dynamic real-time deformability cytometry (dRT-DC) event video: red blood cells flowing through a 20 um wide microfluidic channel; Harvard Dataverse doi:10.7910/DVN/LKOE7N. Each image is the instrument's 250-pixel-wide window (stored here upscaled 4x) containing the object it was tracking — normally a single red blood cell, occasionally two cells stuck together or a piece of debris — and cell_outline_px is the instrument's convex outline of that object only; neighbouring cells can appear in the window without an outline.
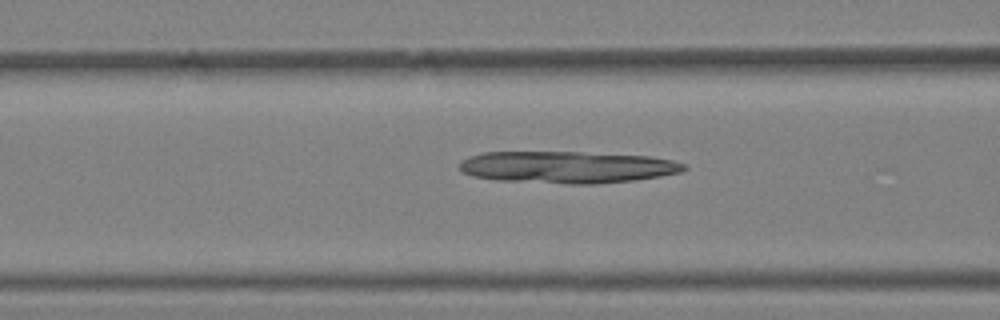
{"species": "Egyptian fruit bat (a non-hibernating species)", "species_latin": "Rousettus aegyptiacus", "temperature_condition": "warm", "stored_images_in_passage": 73, "camera_frame_rate_fps": 3000, "um_per_image_px": 0.085, "animal": {"sex": "female"}, "frame": {"image": 1, "passage_image": 30, "time_ms": 9.667, "image_size_px": [1000, 320], "cell_outline_px": [[688, 168], [680, 172], [660, 176], [636, 180], [596, 184], [568, 184], [496, 180], [472, 176], [460, 172], [460, 160], [468, 156], [484, 152], [580, 152], [648, 156], [672, 160], [684, 164]], "centroid_in_image_um": [48.17, 14.21], "position_along_channel_um": 118.4, "area_um2": 42.02}}
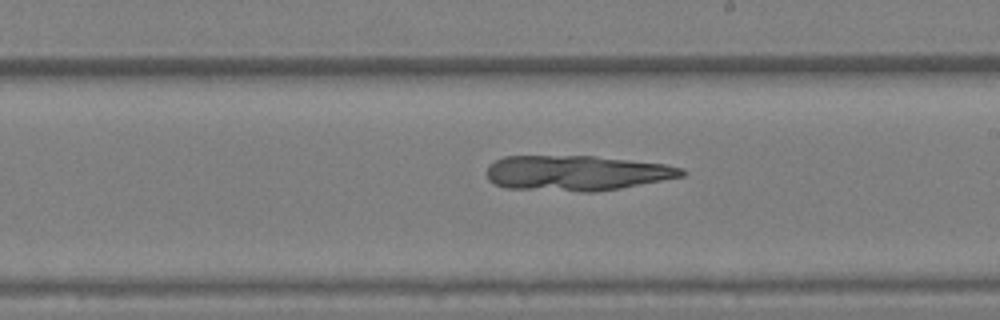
{"frame": {"image": 2, "passage_image": 43, "time_ms": 14.0, "image_size_px": [1000, 320], "cell_outline_px": [[688, 172], [684, 176], [620, 188], [592, 192], [580, 192], [504, 188], [492, 184], [488, 180], [488, 168], [496, 160], [504, 156], [596, 156], [664, 164], [684, 168]], "centroid_in_image_um": [49.01, 14.71], "position_along_channel_um": 240.0, "area_um2": 40.17}}
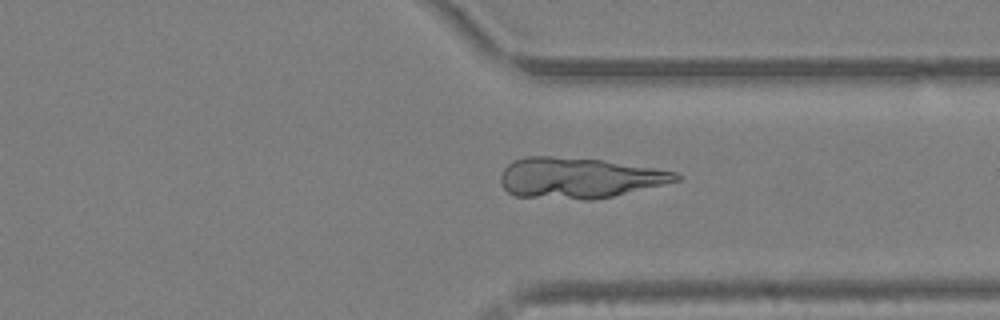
{"frame": {"image": 3, "passage_image": 56, "time_ms": 18.333, "image_size_px": [1000, 320], "cell_outline_px": [[684, 176], [680, 180], [612, 196], [592, 200], [584, 200], [516, 196], [508, 192], [504, 188], [500, 180], [500, 176], [504, 168], [508, 164], [524, 156], [552, 156], [604, 160], [676, 172]], "centroid_in_image_um": [49.19, 15.12], "position_along_channel_um": 362.2, "area_um2": 41.38}}